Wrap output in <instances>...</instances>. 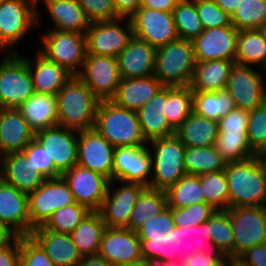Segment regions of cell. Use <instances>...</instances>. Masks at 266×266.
<instances>
[{
	"mask_svg": "<svg viewBox=\"0 0 266 266\" xmlns=\"http://www.w3.org/2000/svg\"><path fill=\"white\" fill-rule=\"evenodd\" d=\"M224 170L229 189V208L266 206V165L261 155L227 162Z\"/></svg>",
	"mask_w": 266,
	"mask_h": 266,
	"instance_id": "cell-1",
	"label": "cell"
},
{
	"mask_svg": "<svg viewBox=\"0 0 266 266\" xmlns=\"http://www.w3.org/2000/svg\"><path fill=\"white\" fill-rule=\"evenodd\" d=\"M57 97L58 125L76 131L95 126L99 100L77 75L60 89Z\"/></svg>",
	"mask_w": 266,
	"mask_h": 266,
	"instance_id": "cell-2",
	"label": "cell"
},
{
	"mask_svg": "<svg viewBox=\"0 0 266 266\" xmlns=\"http://www.w3.org/2000/svg\"><path fill=\"white\" fill-rule=\"evenodd\" d=\"M94 129L114 147L146 146L137 113L117 106L111 100H101Z\"/></svg>",
	"mask_w": 266,
	"mask_h": 266,
	"instance_id": "cell-3",
	"label": "cell"
},
{
	"mask_svg": "<svg viewBox=\"0 0 266 266\" xmlns=\"http://www.w3.org/2000/svg\"><path fill=\"white\" fill-rule=\"evenodd\" d=\"M37 0H4L0 5V54L18 53L16 46L33 28H40Z\"/></svg>",
	"mask_w": 266,
	"mask_h": 266,
	"instance_id": "cell-4",
	"label": "cell"
},
{
	"mask_svg": "<svg viewBox=\"0 0 266 266\" xmlns=\"http://www.w3.org/2000/svg\"><path fill=\"white\" fill-rule=\"evenodd\" d=\"M196 63L192 41L179 38L157 48L154 76L164 87L190 86Z\"/></svg>",
	"mask_w": 266,
	"mask_h": 266,
	"instance_id": "cell-5",
	"label": "cell"
},
{
	"mask_svg": "<svg viewBox=\"0 0 266 266\" xmlns=\"http://www.w3.org/2000/svg\"><path fill=\"white\" fill-rule=\"evenodd\" d=\"M147 146L152 157L149 187L167 191L187 174L184 167L186 146L175 135L154 139Z\"/></svg>",
	"mask_w": 266,
	"mask_h": 266,
	"instance_id": "cell-6",
	"label": "cell"
},
{
	"mask_svg": "<svg viewBox=\"0 0 266 266\" xmlns=\"http://www.w3.org/2000/svg\"><path fill=\"white\" fill-rule=\"evenodd\" d=\"M0 62V108H18L32 96L33 80L28 56L3 53Z\"/></svg>",
	"mask_w": 266,
	"mask_h": 266,
	"instance_id": "cell-7",
	"label": "cell"
},
{
	"mask_svg": "<svg viewBox=\"0 0 266 266\" xmlns=\"http://www.w3.org/2000/svg\"><path fill=\"white\" fill-rule=\"evenodd\" d=\"M41 34L42 45L36 50L47 60L77 75L87 55L86 35L53 29Z\"/></svg>",
	"mask_w": 266,
	"mask_h": 266,
	"instance_id": "cell-8",
	"label": "cell"
},
{
	"mask_svg": "<svg viewBox=\"0 0 266 266\" xmlns=\"http://www.w3.org/2000/svg\"><path fill=\"white\" fill-rule=\"evenodd\" d=\"M248 122L249 111L237 107L218 120L219 135L214 147L225 161H242L257 155L249 143Z\"/></svg>",
	"mask_w": 266,
	"mask_h": 266,
	"instance_id": "cell-9",
	"label": "cell"
},
{
	"mask_svg": "<svg viewBox=\"0 0 266 266\" xmlns=\"http://www.w3.org/2000/svg\"><path fill=\"white\" fill-rule=\"evenodd\" d=\"M74 203V195L63 176L45 179L28 195L30 235L35 228L43 226L56 210Z\"/></svg>",
	"mask_w": 266,
	"mask_h": 266,
	"instance_id": "cell-10",
	"label": "cell"
},
{
	"mask_svg": "<svg viewBox=\"0 0 266 266\" xmlns=\"http://www.w3.org/2000/svg\"><path fill=\"white\" fill-rule=\"evenodd\" d=\"M87 54L117 56L134 37L129 18L91 22L86 32Z\"/></svg>",
	"mask_w": 266,
	"mask_h": 266,
	"instance_id": "cell-11",
	"label": "cell"
},
{
	"mask_svg": "<svg viewBox=\"0 0 266 266\" xmlns=\"http://www.w3.org/2000/svg\"><path fill=\"white\" fill-rule=\"evenodd\" d=\"M234 234V258L266 243V206H239L225 210Z\"/></svg>",
	"mask_w": 266,
	"mask_h": 266,
	"instance_id": "cell-12",
	"label": "cell"
},
{
	"mask_svg": "<svg viewBox=\"0 0 266 266\" xmlns=\"http://www.w3.org/2000/svg\"><path fill=\"white\" fill-rule=\"evenodd\" d=\"M257 69L236 63L231 68L226 90L233 98L235 107L251 111L266 101L264 72Z\"/></svg>",
	"mask_w": 266,
	"mask_h": 266,
	"instance_id": "cell-13",
	"label": "cell"
},
{
	"mask_svg": "<svg viewBox=\"0 0 266 266\" xmlns=\"http://www.w3.org/2000/svg\"><path fill=\"white\" fill-rule=\"evenodd\" d=\"M77 76L99 100H111L121 81L117 58L111 56L87 54Z\"/></svg>",
	"mask_w": 266,
	"mask_h": 266,
	"instance_id": "cell-14",
	"label": "cell"
},
{
	"mask_svg": "<svg viewBox=\"0 0 266 266\" xmlns=\"http://www.w3.org/2000/svg\"><path fill=\"white\" fill-rule=\"evenodd\" d=\"M129 19L134 36L155 48L179 39L173 12L139 7Z\"/></svg>",
	"mask_w": 266,
	"mask_h": 266,
	"instance_id": "cell-15",
	"label": "cell"
},
{
	"mask_svg": "<svg viewBox=\"0 0 266 266\" xmlns=\"http://www.w3.org/2000/svg\"><path fill=\"white\" fill-rule=\"evenodd\" d=\"M116 182L119 186L114 188ZM145 188V185L139 183L111 180L107 195L98 211L106 227L127 228L132 209Z\"/></svg>",
	"mask_w": 266,
	"mask_h": 266,
	"instance_id": "cell-16",
	"label": "cell"
},
{
	"mask_svg": "<svg viewBox=\"0 0 266 266\" xmlns=\"http://www.w3.org/2000/svg\"><path fill=\"white\" fill-rule=\"evenodd\" d=\"M79 131L60 125L46 128L35 133V140L46 150L49 161L63 175L77 164Z\"/></svg>",
	"mask_w": 266,
	"mask_h": 266,
	"instance_id": "cell-17",
	"label": "cell"
},
{
	"mask_svg": "<svg viewBox=\"0 0 266 266\" xmlns=\"http://www.w3.org/2000/svg\"><path fill=\"white\" fill-rule=\"evenodd\" d=\"M152 157L148 146L115 147L112 180L150 186Z\"/></svg>",
	"mask_w": 266,
	"mask_h": 266,
	"instance_id": "cell-18",
	"label": "cell"
},
{
	"mask_svg": "<svg viewBox=\"0 0 266 266\" xmlns=\"http://www.w3.org/2000/svg\"><path fill=\"white\" fill-rule=\"evenodd\" d=\"M62 176L69 184L78 204L86 206L90 211L100 210L110 183L107 177L78 164Z\"/></svg>",
	"mask_w": 266,
	"mask_h": 266,
	"instance_id": "cell-19",
	"label": "cell"
},
{
	"mask_svg": "<svg viewBox=\"0 0 266 266\" xmlns=\"http://www.w3.org/2000/svg\"><path fill=\"white\" fill-rule=\"evenodd\" d=\"M115 147L96 129L79 131L77 164L112 180Z\"/></svg>",
	"mask_w": 266,
	"mask_h": 266,
	"instance_id": "cell-20",
	"label": "cell"
},
{
	"mask_svg": "<svg viewBox=\"0 0 266 266\" xmlns=\"http://www.w3.org/2000/svg\"><path fill=\"white\" fill-rule=\"evenodd\" d=\"M238 32L233 25L205 29L192 41L196 61H235Z\"/></svg>",
	"mask_w": 266,
	"mask_h": 266,
	"instance_id": "cell-21",
	"label": "cell"
},
{
	"mask_svg": "<svg viewBox=\"0 0 266 266\" xmlns=\"http://www.w3.org/2000/svg\"><path fill=\"white\" fill-rule=\"evenodd\" d=\"M98 254L113 266H121L143 258L137 232L118 227L105 228Z\"/></svg>",
	"mask_w": 266,
	"mask_h": 266,
	"instance_id": "cell-22",
	"label": "cell"
},
{
	"mask_svg": "<svg viewBox=\"0 0 266 266\" xmlns=\"http://www.w3.org/2000/svg\"><path fill=\"white\" fill-rule=\"evenodd\" d=\"M0 223L18 237L30 236L28 195L4 181L0 184Z\"/></svg>",
	"mask_w": 266,
	"mask_h": 266,
	"instance_id": "cell-23",
	"label": "cell"
},
{
	"mask_svg": "<svg viewBox=\"0 0 266 266\" xmlns=\"http://www.w3.org/2000/svg\"><path fill=\"white\" fill-rule=\"evenodd\" d=\"M34 138L35 132L18 108H0V157L22 152Z\"/></svg>",
	"mask_w": 266,
	"mask_h": 266,
	"instance_id": "cell-24",
	"label": "cell"
},
{
	"mask_svg": "<svg viewBox=\"0 0 266 266\" xmlns=\"http://www.w3.org/2000/svg\"><path fill=\"white\" fill-rule=\"evenodd\" d=\"M157 48L133 37L117 56L121 78H141L154 75Z\"/></svg>",
	"mask_w": 266,
	"mask_h": 266,
	"instance_id": "cell-25",
	"label": "cell"
},
{
	"mask_svg": "<svg viewBox=\"0 0 266 266\" xmlns=\"http://www.w3.org/2000/svg\"><path fill=\"white\" fill-rule=\"evenodd\" d=\"M166 112V87H163L148 103L136 111L142 134L149 143L154 139L175 135Z\"/></svg>",
	"mask_w": 266,
	"mask_h": 266,
	"instance_id": "cell-26",
	"label": "cell"
},
{
	"mask_svg": "<svg viewBox=\"0 0 266 266\" xmlns=\"http://www.w3.org/2000/svg\"><path fill=\"white\" fill-rule=\"evenodd\" d=\"M56 266H78L83 256L69 234L34 229L30 235Z\"/></svg>",
	"mask_w": 266,
	"mask_h": 266,
	"instance_id": "cell-27",
	"label": "cell"
},
{
	"mask_svg": "<svg viewBox=\"0 0 266 266\" xmlns=\"http://www.w3.org/2000/svg\"><path fill=\"white\" fill-rule=\"evenodd\" d=\"M35 52L34 59L28 56V68L32 76L34 92L57 95L73 74L65 67L47 60L38 51Z\"/></svg>",
	"mask_w": 266,
	"mask_h": 266,
	"instance_id": "cell-28",
	"label": "cell"
},
{
	"mask_svg": "<svg viewBox=\"0 0 266 266\" xmlns=\"http://www.w3.org/2000/svg\"><path fill=\"white\" fill-rule=\"evenodd\" d=\"M163 87L154 75L141 78H121L117 92L111 101L119 107L136 112Z\"/></svg>",
	"mask_w": 266,
	"mask_h": 266,
	"instance_id": "cell-29",
	"label": "cell"
},
{
	"mask_svg": "<svg viewBox=\"0 0 266 266\" xmlns=\"http://www.w3.org/2000/svg\"><path fill=\"white\" fill-rule=\"evenodd\" d=\"M40 2L52 20L51 29L86 34L91 22L77 0H37V6Z\"/></svg>",
	"mask_w": 266,
	"mask_h": 266,
	"instance_id": "cell-30",
	"label": "cell"
},
{
	"mask_svg": "<svg viewBox=\"0 0 266 266\" xmlns=\"http://www.w3.org/2000/svg\"><path fill=\"white\" fill-rule=\"evenodd\" d=\"M4 182L29 195L45 181V177L29 163L23 152H12L1 156Z\"/></svg>",
	"mask_w": 266,
	"mask_h": 266,
	"instance_id": "cell-31",
	"label": "cell"
},
{
	"mask_svg": "<svg viewBox=\"0 0 266 266\" xmlns=\"http://www.w3.org/2000/svg\"><path fill=\"white\" fill-rule=\"evenodd\" d=\"M178 254L177 260L188 258L198 252L209 257H226L211 241L209 220L196 226H177Z\"/></svg>",
	"mask_w": 266,
	"mask_h": 266,
	"instance_id": "cell-32",
	"label": "cell"
},
{
	"mask_svg": "<svg viewBox=\"0 0 266 266\" xmlns=\"http://www.w3.org/2000/svg\"><path fill=\"white\" fill-rule=\"evenodd\" d=\"M18 109L35 133L58 125L56 95L34 93Z\"/></svg>",
	"mask_w": 266,
	"mask_h": 266,
	"instance_id": "cell-33",
	"label": "cell"
},
{
	"mask_svg": "<svg viewBox=\"0 0 266 266\" xmlns=\"http://www.w3.org/2000/svg\"><path fill=\"white\" fill-rule=\"evenodd\" d=\"M219 135L218 121L192 112L175 130V136L186 147H212Z\"/></svg>",
	"mask_w": 266,
	"mask_h": 266,
	"instance_id": "cell-34",
	"label": "cell"
},
{
	"mask_svg": "<svg viewBox=\"0 0 266 266\" xmlns=\"http://www.w3.org/2000/svg\"><path fill=\"white\" fill-rule=\"evenodd\" d=\"M235 61L208 60L197 62L190 84L192 91H220L227 88Z\"/></svg>",
	"mask_w": 266,
	"mask_h": 266,
	"instance_id": "cell-35",
	"label": "cell"
},
{
	"mask_svg": "<svg viewBox=\"0 0 266 266\" xmlns=\"http://www.w3.org/2000/svg\"><path fill=\"white\" fill-rule=\"evenodd\" d=\"M106 225L98 211H91L69 234L81 255H97Z\"/></svg>",
	"mask_w": 266,
	"mask_h": 266,
	"instance_id": "cell-36",
	"label": "cell"
},
{
	"mask_svg": "<svg viewBox=\"0 0 266 266\" xmlns=\"http://www.w3.org/2000/svg\"><path fill=\"white\" fill-rule=\"evenodd\" d=\"M235 63L262 70L266 67V40L258 29L239 30Z\"/></svg>",
	"mask_w": 266,
	"mask_h": 266,
	"instance_id": "cell-37",
	"label": "cell"
},
{
	"mask_svg": "<svg viewBox=\"0 0 266 266\" xmlns=\"http://www.w3.org/2000/svg\"><path fill=\"white\" fill-rule=\"evenodd\" d=\"M235 108L229 92L193 91L192 109L196 115L218 121Z\"/></svg>",
	"mask_w": 266,
	"mask_h": 266,
	"instance_id": "cell-38",
	"label": "cell"
},
{
	"mask_svg": "<svg viewBox=\"0 0 266 266\" xmlns=\"http://www.w3.org/2000/svg\"><path fill=\"white\" fill-rule=\"evenodd\" d=\"M166 207H168L166 191L146 187L132 209L127 228L137 231L149 218L159 215Z\"/></svg>",
	"mask_w": 266,
	"mask_h": 266,
	"instance_id": "cell-39",
	"label": "cell"
},
{
	"mask_svg": "<svg viewBox=\"0 0 266 266\" xmlns=\"http://www.w3.org/2000/svg\"><path fill=\"white\" fill-rule=\"evenodd\" d=\"M227 161L216 151L215 147H186L184 167L187 174L200 176L219 172L226 168Z\"/></svg>",
	"mask_w": 266,
	"mask_h": 266,
	"instance_id": "cell-40",
	"label": "cell"
},
{
	"mask_svg": "<svg viewBox=\"0 0 266 266\" xmlns=\"http://www.w3.org/2000/svg\"><path fill=\"white\" fill-rule=\"evenodd\" d=\"M144 259L157 265L164 260H174L178 254L177 226L168 236H138Z\"/></svg>",
	"mask_w": 266,
	"mask_h": 266,
	"instance_id": "cell-41",
	"label": "cell"
},
{
	"mask_svg": "<svg viewBox=\"0 0 266 266\" xmlns=\"http://www.w3.org/2000/svg\"><path fill=\"white\" fill-rule=\"evenodd\" d=\"M166 193L170 208H184L196 203H205L202 188H200V177L197 175H184Z\"/></svg>",
	"mask_w": 266,
	"mask_h": 266,
	"instance_id": "cell-42",
	"label": "cell"
},
{
	"mask_svg": "<svg viewBox=\"0 0 266 266\" xmlns=\"http://www.w3.org/2000/svg\"><path fill=\"white\" fill-rule=\"evenodd\" d=\"M193 91L190 86L166 87V112L169 124L176 130L193 112Z\"/></svg>",
	"mask_w": 266,
	"mask_h": 266,
	"instance_id": "cell-43",
	"label": "cell"
},
{
	"mask_svg": "<svg viewBox=\"0 0 266 266\" xmlns=\"http://www.w3.org/2000/svg\"><path fill=\"white\" fill-rule=\"evenodd\" d=\"M199 177L205 203L217 211L228 209L229 189L225 170L202 174Z\"/></svg>",
	"mask_w": 266,
	"mask_h": 266,
	"instance_id": "cell-44",
	"label": "cell"
},
{
	"mask_svg": "<svg viewBox=\"0 0 266 266\" xmlns=\"http://www.w3.org/2000/svg\"><path fill=\"white\" fill-rule=\"evenodd\" d=\"M173 16L180 39L193 41L204 31L194 0L178 1Z\"/></svg>",
	"mask_w": 266,
	"mask_h": 266,
	"instance_id": "cell-45",
	"label": "cell"
},
{
	"mask_svg": "<svg viewBox=\"0 0 266 266\" xmlns=\"http://www.w3.org/2000/svg\"><path fill=\"white\" fill-rule=\"evenodd\" d=\"M91 211L77 202L61 207L52 213L47 222L35 229H48L58 233L70 234Z\"/></svg>",
	"mask_w": 266,
	"mask_h": 266,
	"instance_id": "cell-46",
	"label": "cell"
},
{
	"mask_svg": "<svg viewBox=\"0 0 266 266\" xmlns=\"http://www.w3.org/2000/svg\"><path fill=\"white\" fill-rule=\"evenodd\" d=\"M266 21V0H244L231 16L237 30L258 29Z\"/></svg>",
	"mask_w": 266,
	"mask_h": 266,
	"instance_id": "cell-47",
	"label": "cell"
},
{
	"mask_svg": "<svg viewBox=\"0 0 266 266\" xmlns=\"http://www.w3.org/2000/svg\"><path fill=\"white\" fill-rule=\"evenodd\" d=\"M209 234L211 241L225 254L234 258V234L229 214L216 211L209 219Z\"/></svg>",
	"mask_w": 266,
	"mask_h": 266,
	"instance_id": "cell-48",
	"label": "cell"
},
{
	"mask_svg": "<svg viewBox=\"0 0 266 266\" xmlns=\"http://www.w3.org/2000/svg\"><path fill=\"white\" fill-rule=\"evenodd\" d=\"M247 135L252 150L262 155L266 151V101L249 111Z\"/></svg>",
	"mask_w": 266,
	"mask_h": 266,
	"instance_id": "cell-49",
	"label": "cell"
},
{
	"mask_svg": "<svg viewBox=\"0 0 266 266\" xmlns=\"http://www.w3.org/2000/svg\"><path fill=\"white\" fill-rule=\"evenodd\" d=\"M206 203H196L184 208H172L175 226H196L206 223L216 212Z\"/></svg>",
	"mask_w": 266,
	"mask_h": 266,
	"instance_id": "cell-50",
	"label": "cell"
},
{
	"mask_svg": "<svg viewBox=\"0 0 266 266\" xmlns=\"http://www.w3.org/2000/svg\"><path fill=\"white\" fill-rule=\"evenodd\" d=\"M203 28L232 26L231 16L220 8L214 0H194Z\"/></svg>",
	"mask_w": 266,
	"mask_h": 266,
	"instance_id": "cell-51",
	"label": "cell"
},
{
	"mask_svg": "<svg viewBox=\"0 0 266 266\" xmlns=\"http://www.w3.org/2000/svg\"><path fill=\"white\" fill-rule=\"evenodd\" d=\"M29 163L34 168V171L42 174L46 179L62 176L54 167L45 148L35 139H33L22 151Z\"/></svg>",
	"mask_w": 266,
	"mask_h": 266,
	"instance_id": "cell-52",
	"label": "cell"
},
{
	"mask_svg": "<svg viewBox=\"0 0 266 266\" xmlns=\"http://www.w3.org/2000/svg\"><path fill=\"white\" fill-rule=\"evenodd\" d=\"M20 266H56L31 237H20Z\"/></svg>",
	"mask_w": 266,
	"mask_h": 266,
	"instance_id": "cell-53",
	"label": "cell"
},
{
	"mask_svg": "<svg viewBox=\"0 0 266 266\" xmlns=\"http://www.w3.org/2000/svg\"><path fill=\"white\" fill-rule=\"evenodd\" d=\"M175 227L172 208L166 207L159 215L149 218L136 232L138 236H168Z\"/></svg>",
	"mask_w": 266,
	"mask_h": 266,
	"instance_id": "cell-54",
	"label": "cell"
},
{
	"mask_svg": "<svg viewBox=\"0 0 266 266\" xmlns=\"http://www.w3.org/2000/svg\"><path fill=\"white\" fill-rule=\"evenodd\" d=\"M90 22L120 18L112 0H77Z\"/></svg>",
	"mask_w": 266,
	"mask_h": 266,
	"instance_id": "cell-55",
	"label": "cell"
},
{
	"mask_svg": "<svg viewBox=\"0 0 266 266\" xmlns=\"http://www.w3.org/2000/svg\"><path fill=\"white\" fill-rule=\"evenodd\" d=\"M237 260L241 266H266V243L246 250Z\"/></svg>",
	"mask_w": 266,
	"mask_h": 266,
	"instance_id": "cell-56",
	"label": "cell"
},
{
	"mask_svg": "<svg viewBox=\"0 0 266 266\" xmlns=\"http://www.w3.org/2000/svg\"><path fill=\"white\" fill-rule=\"evenodd\" d=\"M0 266H20V237L9 247L0 250Z\"/></svg>",
	"mask_w": 266,
	"mask_h": 266,
	"instance_id": "cell-57",
	"label": "cell"
},
{
	"mask_svg": "<svg viewBox=\"0 0 266 266\" xmlns=\"http://www.w3.org/2000/svg\"><path fill=\"white\" fill-rule=\"evenodd\" d=\"M114 8L120 17L130 18L141 6L142 0H112Z\"/></svg>",
	"mask_w": 266,
	"mask_h": 266,
	"instance_id": "cell-58",
	"label": "cell"
},
{
	"mask_svg": "<svg viewBox=\"0 0 266 266\" xmlns=\"http://www.w3.org/2000/svg\"><path fill=\"white\" fill-rule=\"evenodd\" d=\"M178 1L180 0H142L140 7L173 12Z\"/></svg>",
	"mask_w": 266,
	"mask_h": 266,
	"instance_id": "cell-59",
	"label": "cell"
},
{
	"mask_svg": "<svg viewBox=\"0 0 266 266\" xmlns=\"http://www.w3.org/2000/svg\"><path fill=\"white\" fill-rule=\"evenodd\" d=\"M225 257H209L203 252L188 257V266H215L217 262Z\"/></svg>",
	"mask_w": 266,
	"mask_h": 266,
	"instance_id": "cell-60",
	"label": "cell"
},
{
	"mask_svg": "<svg viewBox=\"0 0 266 266\" xmlns=\"http://www.w3.org/2000/svg\"><path fill=\"white\" fill-rule=\"evenodd\" d=\"M18 236L7 226L0 223V250L9 247Z\"/></svg>",
	"mask_w": 266,
	"mask_h": 266,
	"instance_id": "cell-61",
	"label": "cell"
},
{
	"mask_svg": "<svg viewBox=\"0 0 266 266\" xmlns=\"http://www.w3.org/2000/svg\"><path fill=\"white\" fill-rule=\"evenodd\" d=\"M78 266H113L109 262H107L102 256L90 255L84 256Z\"/></svg>",
	"mask_w": 266,
	"mask_h": 266,
	"instance_id": "cell-62",
	"label": "cell"
},
{
	"mask_svg": "<svg viewBox=\"0 0 266 266\" xmlns=\"http://www.w3.org/2000/svg\"><path fill=\"white\" fill-rule=\"evenodd\" d=\"M216 4L222 8L229 16H232L236 8L240 6V4L244 0H214Z\"/></svg>",
	"mask_w": 266,
	"mask_h": 266,
	"instance_id": "cell-63",
	"label": "cell"
},
{
	"mask_svg": "<svg viewBox=\"0 0 266 266\" xmlns=\"http://www.w3.org/2000/svg\"><path fill=\"white\" fill-rule=\"evenodd\" d=\"M157 266H188V258H182L180 261L174 260H164L161 261Z\"/></svg>",
	"mask_w": 266,
	"mask_h": 266,
	"instance_id": "cell-64",
	"label": "cell"
},
{
	"mask_svg": "<svg viewBox=\"0 0 266 266\" xmlns=\"http://www.w3.org/2000/svg\"><path fill=\"white\" fill-rule=\"evenodd\" d=\"M121 266H157L156 263L152 262L151 260H147V259H140L134 262H130L128 264H124Z\"/></svg>",
	"mask_w": 266,
	"mask_h": 266,
	"instance_id": "cell-65",
	"label": "cell"
},
{
	"mask_svg": "<svg viewBox=\"0 0 266 266\" xmlns=\"http://www.w3.org/2000/svg\"><path fill=\"white\" fill-rule=\"evenodd\" d=\"M238 263L236 258L226 256L221 261L217 262L215 266H235Z\"/></svg>",
	"mask_w": 266,
	"mask_h": 266,
	"instance_id": "cell-66",
	"label": "cell"
},
{
	"mask_svg": "<svg viewBox=\"0 0 266 266\" xmlns=\"http://www.w3.org/2000/svg\"><path fill=\"white\" fill-rule=\"evenodd\" d=\"M263 38L266 40V21L258 28Z\"/></svg>",
	"mask_w": 266,
	"mask_h": 266,
	"instance_id": "cell-67",
	"label": "cell"
},
{
	"mask_svg": "<svg viewBox=\"0 0 266 266\" xmlns=\"http://www.w3.org/2000/svg\"><path fill=\"white\" fill-rule=\"evenodd\" d=\"M4 181V175H3V163L0 157V184Z\"/></svg>",
	"mask_w": 266,
	"mask_h": 266,
	"instance_id": "cell-68",
	"label": "cell"
},
{
	"mask_svg": "<svg viewBox=\"0 0 266 266\" xmlns=\"http://www.w3.org/2000/svg\"><path fill=\"white\" fill-rule=\"evenodd\" d=\"M266 165V151L261 155Z\"/></svg>",
	"mask_w": 266,
	"mask_h": 266,
	"instance_id": "cell-69",
	"label": "cell"
},
{
	"mask_svg": "<svg viewBox=\"0 0 266 266\" xmlns=\"http://www.w3.org/2000/svg\"><path fill=\"white\" fill-rule=\"evenodd\" d=\"M264 72V77H265V82H266V67L263 69Z\"/></svg>",
	"mask_w": 266,
	"mask_h": 266,
	"instance_id": "cell-70",
	"label": "cell"
}]
</instances>
